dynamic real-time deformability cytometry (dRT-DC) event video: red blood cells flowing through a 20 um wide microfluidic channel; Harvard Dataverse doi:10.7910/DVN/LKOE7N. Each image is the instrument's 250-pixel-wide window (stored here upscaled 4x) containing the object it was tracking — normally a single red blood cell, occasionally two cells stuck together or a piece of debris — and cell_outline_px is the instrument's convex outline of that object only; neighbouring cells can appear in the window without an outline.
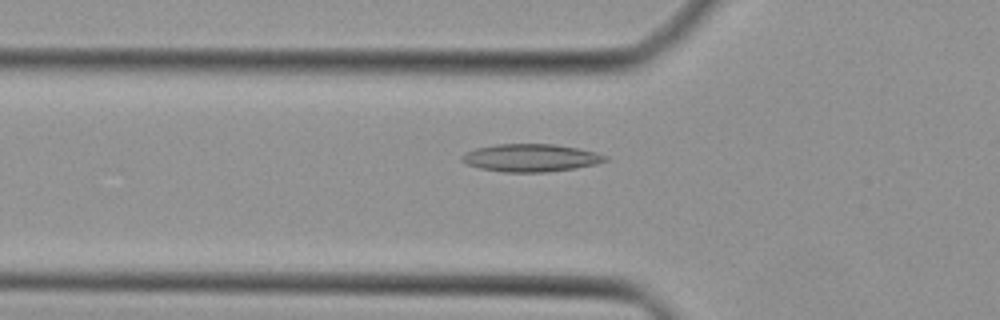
{"species": "Egyptian fruit bat (a non-hibernating species)", "species_latin": "Rousettus aegyptiacus", "temperature_condition": "cold", "stored_images_in_passage": 47, "camera_frame_rate_fps": 3000, "um_per_image_px": 0.085, "animal": {"sex": "female"}, "frame": {"image": 1, "passage_image": 16, "time_ms": 5.0, "image_size_px": [1000, 320], "cell_outline_px": [[608, 160], [596, 164], [576, 168], [544, 172], [504, 172], [480, 168], [468, 164], [460, 160], [460, 156], [476, 148], [496, 144], [556, 144], [580, 148], [596, 152], [608, 156]], "centroid_in_image_um": [45.15, 13.41], "position_along_channel_um": 80.6, "area_um2": 23.18}}
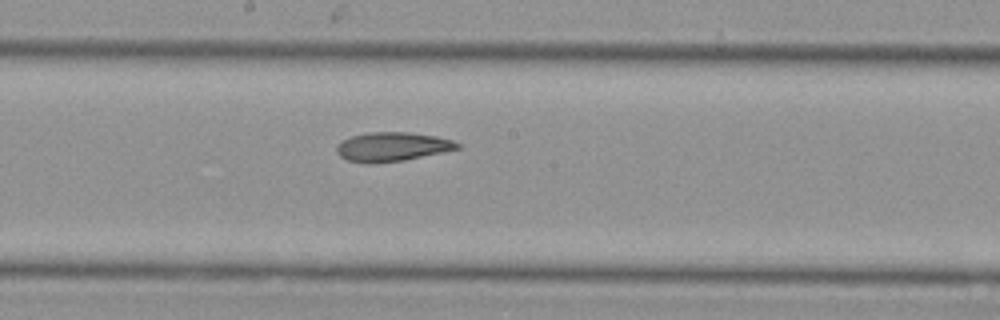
{"frame": {"image": 2, "passage_image": 25, "time_ms": 8.0, "image_size_px": [1000, 320], "cell_outline_px": [[460, 148], [444, 152], [404, 160], [376, 164], [368, 164], [348, 160], [340, 156], [336, 152], [336, 144], [352, 136], [368, 132], [408, 132], [436, 136], [452, 140], [460, 144]], "centroid_in_image_um": [33.32, 12.48], "position_along_channel_um": 214.9, "area_um2": 20.58}}
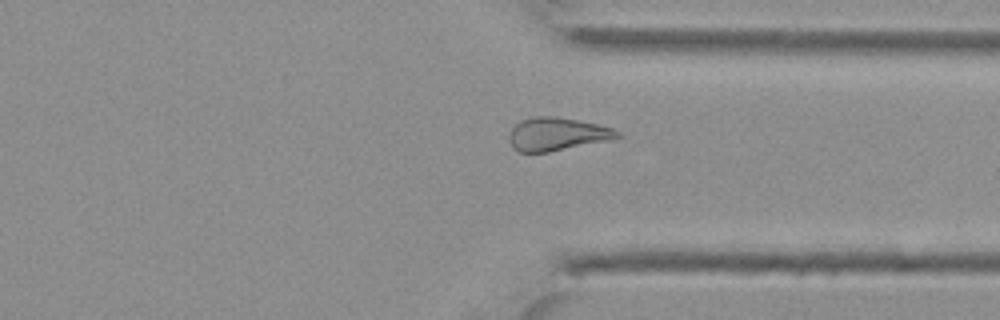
{"frame": {"image": 3, "passage_image": 35, "time_ms": 11.333, "image_size_px": [1000, 320], "cell_outline_px": [[620, 136], [612, 140], [548, 152], [520, 152], [512, 148], [508, 140], [508, 136], [512, 128], [520, 120], [536, 116], [552, 116], [580, 120], [612, 128], [620, 132]], "centroid_in_image_um": [47.33, 11.4], "position_along_channel_um": 364.1, "area_um2": 20.98}}